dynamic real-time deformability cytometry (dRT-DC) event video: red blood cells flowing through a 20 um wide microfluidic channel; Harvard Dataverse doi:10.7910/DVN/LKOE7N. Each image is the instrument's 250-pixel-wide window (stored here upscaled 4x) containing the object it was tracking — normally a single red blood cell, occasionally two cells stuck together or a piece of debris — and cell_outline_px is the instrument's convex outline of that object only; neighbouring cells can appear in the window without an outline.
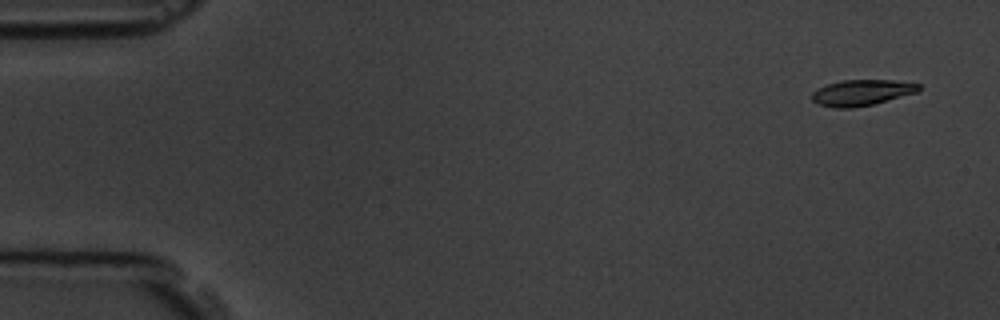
{"species": "common noctule bat (a hibernating species)", "species_latin": "Nyctalus noctula", "temperature_condition": "room temperature", "stored_images_in_passage": 5, "camera_frame_rate_fps": 3000, "um_per_image_px": 0.085, "animal": {"sex": "male", "body_mass_g": 19.5, "forearm_length_mm": 54.6}, "frame": {"image": 1, "passage_image": 1, "time_ms": 0.0, "image_size_px": [1000, 320], "cell_outline_px": [[920, 88], [916, 92], [872, 104], [852, 108], [836, 108], [820, 104], [812, 100], [812, 92], [816, 88], [840, 80], [892, 80], [920, 84]], "centroid_in_image_um": [73.2, 7.86], "position_along_channel_um": 11.8, "area_um2": 15.9}}
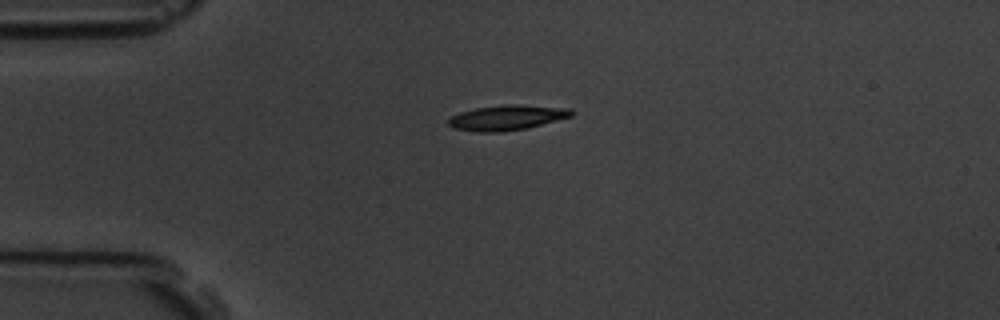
{"frame": {"image": 2, "passage_image": 4, "time_ms": 3.667, "image_size_px": [1000, 320], "cell_outline_px": [[572, 116], [528, 128], [500, 132], [476, 132], [452, 128], [448, 124], [448, 120], [452, 116], [460, 112], [476, 108], [504, 104], [516, 104], [572, 108]], "centroid_in_image_um": [43.08, 10.0], "position_along_channel_um": 41.9, "area_um2": 18.09}}